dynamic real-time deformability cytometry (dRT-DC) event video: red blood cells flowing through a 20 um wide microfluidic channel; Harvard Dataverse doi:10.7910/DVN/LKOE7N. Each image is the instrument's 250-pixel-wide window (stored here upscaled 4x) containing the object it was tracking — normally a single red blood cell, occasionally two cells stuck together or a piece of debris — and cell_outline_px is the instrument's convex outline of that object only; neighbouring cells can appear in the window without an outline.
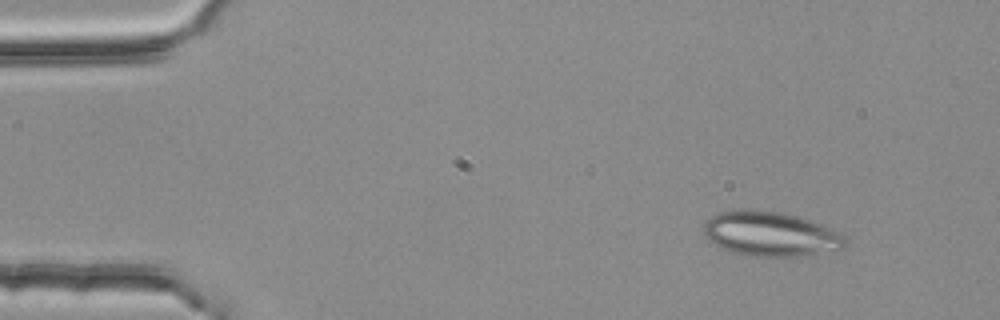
{"species": "common noctule bat (a hibernating species)", "species_latin": "Nyctalus noctula", "temperature_condition": "room temperature", "stored_images_in_passage": 4, "camera_frame_rate_fps": 3000, "um_per_image_px": 0.085, "animal": {"sex": "female", "body_mass_g": 25.1}, "frame": {"image": 1, "passage_image": 2, "time_ms": 0.333, "image_size_px": [1000, 320], "cell_outline_px": [[844, 248], [836, 252], [796, 256], [752, 256], [732, 252], [720, 248], [708, 240], [704, 232], [704, 224], [712, 216], [720, 212], [780, 212], [796, 216], [820, 224], [828, 228], [840, 236], [844, 240]], "centroid_in_image_um": [65.49, 19.94], "position_along_channel_um": 19.5, "area_um2": 35.66}}